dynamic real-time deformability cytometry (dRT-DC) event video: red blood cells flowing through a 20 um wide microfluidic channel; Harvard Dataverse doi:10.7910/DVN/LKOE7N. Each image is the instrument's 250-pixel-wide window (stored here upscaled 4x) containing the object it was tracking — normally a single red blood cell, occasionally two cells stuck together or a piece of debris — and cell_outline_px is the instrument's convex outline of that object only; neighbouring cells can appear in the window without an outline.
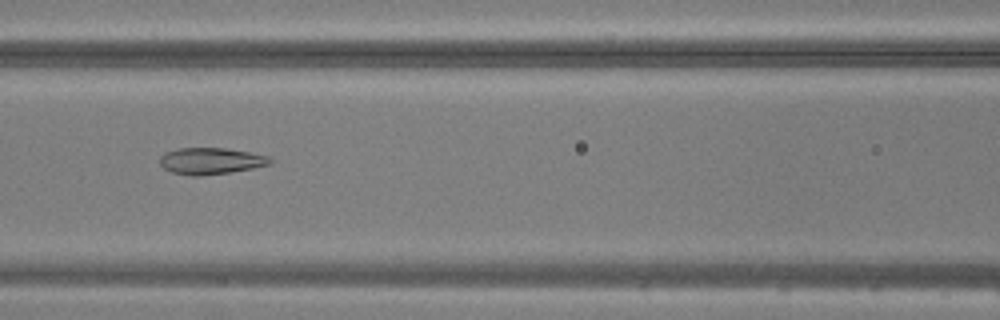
{"species": "common noctule bat (a hibernating species)", "species_latin": "Nyctalus noctula", "temperature_condition": "warm", "stored_images_in_passage": 39, "camera_frame_rate_fps": 3000, "um_per_image_px": 0.085, "animal": {"sex": "male", "body_mass_g": 20.5, "forearm_length_mm": 52.5}, "frame": {"image": 1, "passage_image": 19, "time_ms": 6.0, "image_size_px": [1000, 320], "cell_outline_px": [[272, 164], [252, 168], [228, 172], [200, 176], [192, 176], [172, 172], [164, 168], [160, 164], [160, 156], [164, 152], [180, 148], [228, 148], [268, 156], [272, 160]], "centroid_in_image_um": [17.9, 13.68], "position_along_channel_um": 148.7, "area_um2": 16.99}}
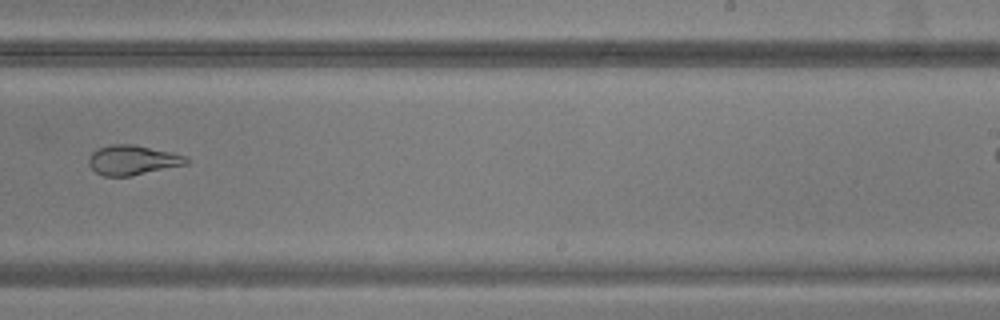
{"frame": {"image": 2, "passage_image": 28, "time_ms": 9.0, "image_size_px": [1000, 320], "cell_outline_px": [[188, 164], [132, 176], [104, 176], [96, 172], [88, 164], [88, 160], [92, 152], [100, 148], [112, 144], [132, 144], [172, 152], [184, 156], [188, 160]], "centroid_in_image_um": [11.27, 13.61], "position_along_channel_um": 277.7, "area_um2": 16.82}}
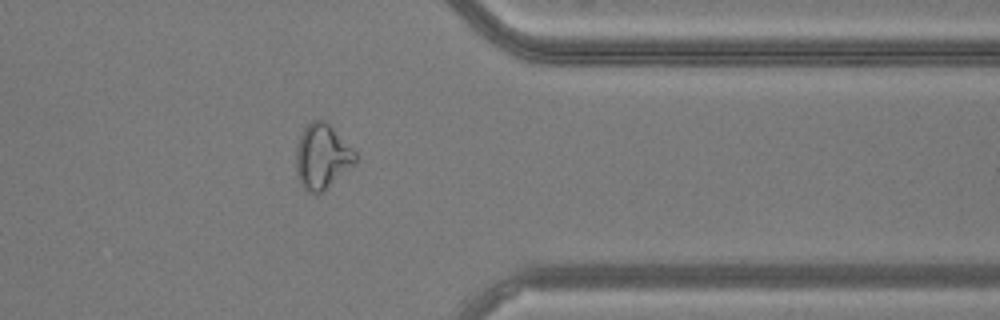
{"frame": {"image": 3, "passage_image": 36, "time_ms": 11.667, "image_size_px": [1000, 320], "cell_outline_px": [[356, 164], [316, 196], [308, 192], [300, 184], [296, 172], [296, 148], [300, 136], [304, 128], [312, 120], [324, 120], [332, 124], [356, 152]], "centroid_in_image_um": [27.39, 13.3], "position_along_channel_um": 384.0, "area_um2": 22.77}}